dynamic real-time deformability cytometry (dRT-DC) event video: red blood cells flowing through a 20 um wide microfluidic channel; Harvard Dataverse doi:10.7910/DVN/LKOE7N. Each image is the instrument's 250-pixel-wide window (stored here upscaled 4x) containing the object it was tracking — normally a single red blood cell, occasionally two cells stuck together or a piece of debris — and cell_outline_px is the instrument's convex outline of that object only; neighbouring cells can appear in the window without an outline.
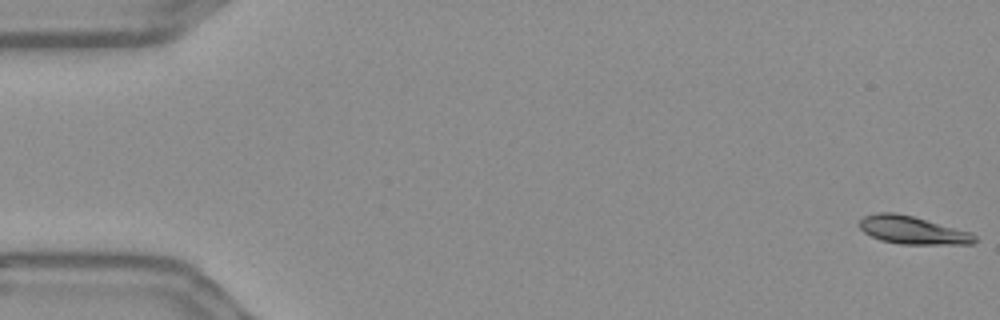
{"species": "Egyptian fruit bat (a non-hibernating species)", "species_latin": "Rousettus aegyptiacus", "temperature_condition": "warm", "stored_images_in_passage": 56, "camera_frame_rate_fps": 3000, "um_per_image_px": 0.085, "frame": {"image": 1, "passage_image": 1, "time_ms": 0.0, "image_size_px": [1000, 320], "cell_outline_px": [[976, 240], [972, 244], [900, 244], [880, 240], [864, 232], [860, 228], [860, 220], [864, 216], [876, 212], [896, 212], [912, 216], [972, 232], [976, 236]], "centroid_in_image_um": [77.57, 19.56], "position_along_channel_um": 7.4, "area_um2": 18.73}}
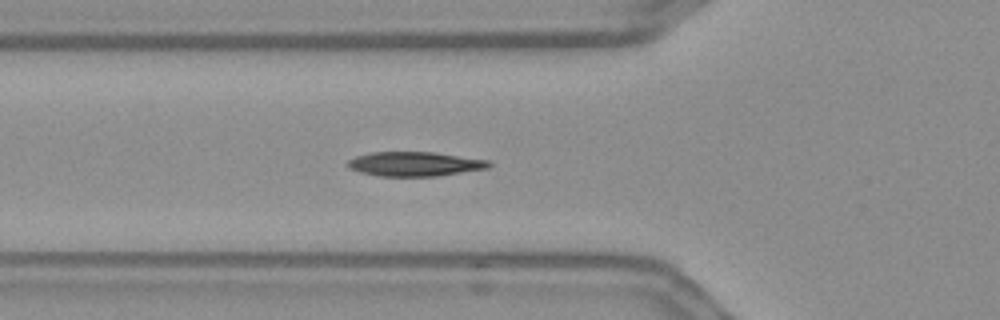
{"frame": {"image": 2, "passage_image": 20, "time_ms": 6.333, "image_size_px": [1000, 320], "cell_outline_px": [[492, 164], [488, 168], [436, 176], [376, 176], [360, 172], [348, 168], [344, 164], [348, 160], [356, 156], [372, 152], [432, 152], [488, 160]], "centroid_in_image_um": [35.19, 13.94], "position_along_channel_um": 90.6, "area_um2": 20.06}}
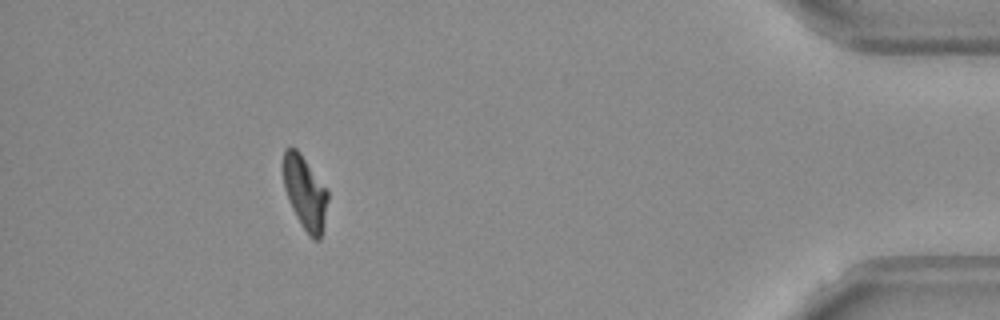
{"frame": {"image": 3, "passage_image": 51, "time_ms": 16.667, "image_size_px": [1000, 320], "cell_outline_px": [[328, 200], [320, 240], [312, 240], [308, 236], [300, 224], [292, 208], [284, 188], [284, 148], [296, 148], [300, 152], [328, 192]], "centroid_in_image_um": [25.92, 16.42], "position_along_channel_um": 409.3, "area_um2": 18.73}, "authors_computed_cell_mechanics": {"area_um2": 19.8254, "velocity_mm_per_s": 3.6291, "shape_relaxation_time_tau1_ms": 4.1155, "shape_relaxation_time_tau2_ms": 6.3604, "deformation_change_tau1": 0.1675, "deformation_change_tau2": 0.1164}}